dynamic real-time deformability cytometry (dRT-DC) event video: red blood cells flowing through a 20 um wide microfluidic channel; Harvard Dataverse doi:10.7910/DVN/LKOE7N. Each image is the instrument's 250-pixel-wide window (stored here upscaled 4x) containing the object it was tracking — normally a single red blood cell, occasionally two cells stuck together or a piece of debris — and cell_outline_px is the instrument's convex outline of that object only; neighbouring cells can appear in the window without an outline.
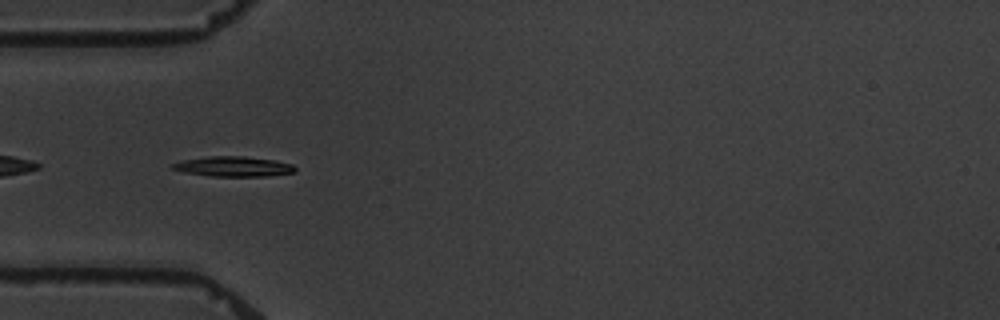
{"species": "common noctule bat (a hibernating species)", "species_latin": "Nyctalus noctula", "temperature_condition": "warm", "stored_images_in_passage": 3, "camera_frame_rate_fps": 3000, "um_per_image_px": 0.085, "animal": {"sex": "male", "body_mass_g": 19.5, "forearm_length_mm": 54.6}, "frame": {"image": 1, "passage_image": 2, "time_ms": 3.333, "image_size_px": [1000, 320], "cell_outline_px": [[296, 172], [268, 176], [212, 176], [184, 172], [168, 168], [168, 164], [180, 160], [208, 156], [244, 156], [272, 160], [292, 164], [296, 168]], "centroid_in_image_um": [19.76, 14.15], "position_along_channel_um": 65.2, "area_um2": 14.51}}
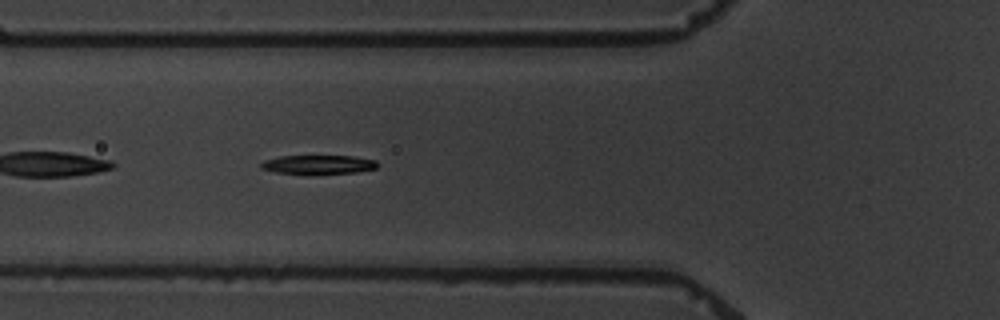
{"frame": {"image": 2, "passage_image": 3, "time_ms": 4.333, "image_size_px": [1000, 320], "cell_outline_px": [[380, 164], [376, 168], [356, 172], [276, 172], [260, 168], [260, 164], [264, 160], [280, 156], [352, 156], [376, 160]], "centroid_in_image_um": [27.08, 13.95], "position_along_channel_um": 98.7, "area_um2": 12.25}}